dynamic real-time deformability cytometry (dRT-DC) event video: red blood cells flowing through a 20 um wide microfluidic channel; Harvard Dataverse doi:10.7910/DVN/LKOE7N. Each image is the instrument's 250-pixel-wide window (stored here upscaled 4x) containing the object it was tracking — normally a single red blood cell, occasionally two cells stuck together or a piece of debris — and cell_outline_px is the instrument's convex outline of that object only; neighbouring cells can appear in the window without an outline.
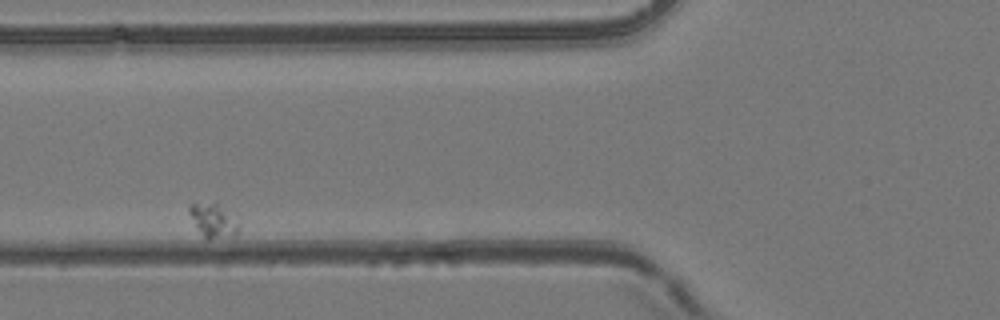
{"species": "common noctule bat (a hibernating species)", "species_latin": "Nyctalus noctula", "temperature_condition": "room temperature", "stored_images_in_passage": 34, "camera_frame_rate_fps": 3000, "um_per_image_px": 0.085, "animal": {"sex": "female", "body_mass_g": 24.6, "forearm_length_mm": 56.2}, "frame": {"image": 1, "passage_image": 6, "time_ms": 1.667, "image_size_px": [1000, 320], "cell_outline_px": [[236, 236], [208, 240], [204, 236], [188, 212], [188, 208], [192, 204], [216, 200], [236, 212]], "centroid_in_image_um": [18.19, 18.66], "position_along_channel_um": 107.6, "area_um2": 10.17}}